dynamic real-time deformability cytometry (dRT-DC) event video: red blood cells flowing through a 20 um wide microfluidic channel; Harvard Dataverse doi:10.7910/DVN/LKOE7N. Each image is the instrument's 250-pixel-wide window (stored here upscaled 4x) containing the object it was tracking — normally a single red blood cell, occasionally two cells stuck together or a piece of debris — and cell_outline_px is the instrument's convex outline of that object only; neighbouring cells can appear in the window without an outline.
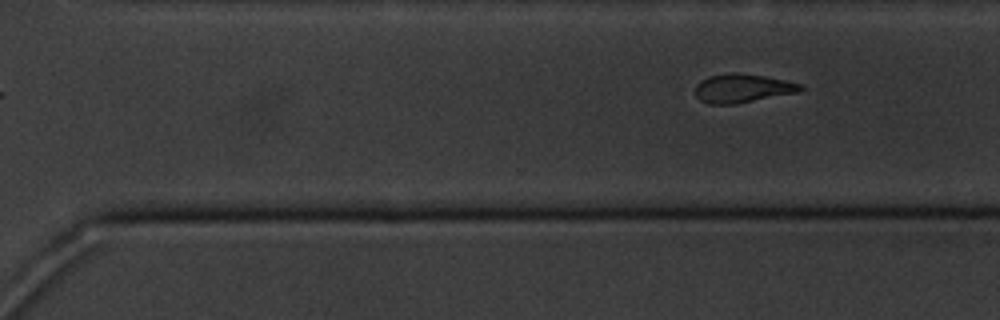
{"species": "common noctule bat (a hibernating species)", "species_latin": "Nyctalus noctula", "temperature_condition": "cold", "stored_images_in_passage": 14, "segment_of_instrument_passage": [2, 2], "camera_frame_rate_fps": 3000, "um_per_image_px": 0.085, "animal": {"sex": "male", "body_mass_g": 20.1, "forearm_length_mm": 53.5}, "frame": {"image": 1, "passage_image": 14, "time_ms": 14.667, "image_size_px": [1000, 320], "cell_outline_px": [[804, 88], [800, 92], [736, 104], [708, 104], [700, 100], [696, 96], [696, 84], [700, 80], [708, 76], [728, 72], [736, 72], [764, 76], [804, 84]], "centroid_in_image_um": [63.12, 7.5], "position_along_channel_um": 307.5, "area_um2": 17.86}}